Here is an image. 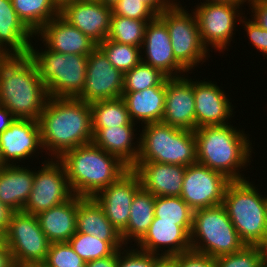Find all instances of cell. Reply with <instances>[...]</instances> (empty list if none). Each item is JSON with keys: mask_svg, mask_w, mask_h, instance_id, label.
<instances>
[{"mask_svg": "<svg viewBox=\"0 0 267 267\" xmlns=\"http://www.w3.org/2000/svg\"><path fill=\"white\" fill-rule=\"evenodd\" d=\"M22 267H44L43 265H27V266H22Z\"/></svg>", "mask_w": 267, "mask_h": 267, "instance_id": "cell-55", "label": "cell"}, {"mask_svg": "<svg viewBox=\"0 0 267 267\" xmlns=\"http://www.w3.org/2000/svg\"><path fill=\"white\" fill-rule=\"evenodd\" d=\"M148 22L150 21L130 19L112 14L107 38L119 43L142 47Z\"/></svg>", "mask_w": 267, "mask_h": 267, "instance_id": "cell-34", "label": "cell"}, {"mask_svg": "<svg viewBox=\"0 0 267 267\" xmlns=\"http://www.w3.org/2000/svg\"><path fill=\"white\" fill-rule=\"evenodd\" d=\"M154 217L177 222L190 235L193 210L180 196H155Z\"/></svg>", "mask_w": 267, "mask_h": 267, "instance_id": "cell-33", "label": "cell"}, {"mask_svg": "<svg viewBox=\"0 0 267 267\" xmlns=\"http://www.w3.org/2000/svg\"><path fill=\"white\" fill-rule=\"evenodd\" d=\"M97 46L104 52L112 66L123 73L142 61L141 47L119 43L108 38Z\"/></svg>", "mask_w": 267, "mask_h": 267, "instance_id": "cell-35", "label": "cell"}, {"mask_svg": "<svg viewBox=\"0 0 267 267\" xmlns=\"http://www.w3.org/2000/svg\"><path fill=\"white\" fill-rule=\"evenodd\" d=\"M112 8V14L130 19L152 21L157 15L139 0H120Z\"/></svg>", "mask_w": 267, "mask_h": 267, "instance_id": "cell-40", "label": "cell"}, {"mask_svg": "<svg viewBox=\"0 0 267 267\" xmlns=\"http://www.w3.org/2000/svg\"><path fill=\"white\" fill-rule=\"evenodd\" d=\"M119 1L120 0H101V3H103L106 6L113 7Z\"/></svg>", "mask_w": 267, "mask_h": 267, "instance_id": "cell-53", "label": "cell"}, {"mask_svg": "<svg viewBox=\"0 0 267 267\" xmlns=\"http://www.w3.org/2000/svg\"><path fill=\"white\" fill-rule=\"evenodd\" d=\"M155 196L142 187L135 193L126 228L120 233L125 246L136 244L144 237L154 218Z\"/></svg>", "mask_w": 267, "mask_h": 267, "instance_id": "cell-30", "label": "cell"}, {"mask_svg": "<svg viewBox=\"0 0 267 267\" xmlns=\"http://www.w3.org/2000/svg\"><path fill=\"white\" fill-rule=\"evenodd\" d=\"M58 160L64 165L73 195L79 197H94L130 169L93 142L67 150Z\"/></svg>", "mask_w": 267, "mask_h": 267, "instance_id": "cell-4", "label": "cell"}, {"mask_svg": "<svg viewBox=\"0 0 267 267\" xmlns=\"http://www.w3.org/2000/svg\"><path fill=\"white\" fill-rule=\"evenodd\" d=\"M203 2H200L199 4H205V3H230V4H242L245 5L250 0H202ZM246 2V3H245Z\"/></svg>", "mask_w": 267, "mask_h": 267, "instance_id": "cell-51", "label": "cell"}, {"mask_svg": "<svg viewBox=\"0 0 267 267\" xmlns=\"http://www.w3.org/2000/svg\"><path fill=\"white\" fill-rule=\"evenodd\" d=\"M5 166V164L2 162L1 157H0V170Z\"/></svg>", "mask_w": 267, "mask_h": 267, "instance_id": "cell-57", "label": "cell"}, {"mask_svg": "<svg viewBox=\"0 0 267 267\" xmlns=\"http://www.w3.org/2000/svg\"><path fill=\"white\" fill-rule=\"evenodd\" d=\"M247 5L251 11L250 19L267 30V1L250 0Z\"/></svg>", "mask_w": 267, "mask_h": 267, "instance_id": "cell-44", "label": "cell"}, {"mask_svg": "<svg viewBox=\"0 0 267 267\" xmlns=\"http://www.w3.org/2000/svg\"><path fill=\"white\" fill-rule=\"evenodd\" d=\"M12 4L18 17L34 34L60 14L55 0H12Z\"/></svg>", "mask_w": 267, "mask_h": 267, "instance_id": "cell-31", "label": "cell"}, {"mask_svg": "<svg viewBox=\"0 0 267 267\" xmlns=\"http://www.w3.org/2000/svg\"><path fill=\"white\" fill-rule=\"evenodd\" d=\"M34 39L28 56L33 60L49 97L76 98L84 88L88 56L62 54L46 47L39 50Z\"/></svg>", "mask_w": 267, "mask_h": 267, "instance_id": "cell-7", "label": "cell"}, {"mask_svg": "<svg viewBox=\"0 0 267 267\" xmlns=\"http://www.w3.org/2000/svg\"><path fill=\"white\" fill-rule=\"evenodd\" d=\"M141 187L154 196H180L186 167L159 162H136L131 168Z\"/></svg>", "mask_w": 267, "mask_h": 267, "instance_id": "cell-23", "label": "cell"}, {"mask_svg": "<svg viewBox=\"0 0 267 267\" xmlns=\"http://www.w3.org/2000/svg\"><path fill=\"white\" fill-rule=\"evenodd\" d=\"M79 1L101 2V0H79Z\"/></svg>", "mask_w": 267, "mask_h": 267, "instance_id": "cell-56", "label": "cell"}, {"mask_svg": "<svg viewBox=\"0 0 267 267\" xmlns=\"http://www.w3.org/2000/svg\"><path fill=\"white\" fill-rule=\"evenodd\" d=\"M241 23L244 26L243 30L246 31V36L250 44H252V47L256 48L255 50L259 51L260 55H263L267 59V30L257 25L250 18L247 19L245 15L241 19L240 25Z\"/></svg>", "mask_w": 267, "mask_h": 267, "instance_id": "cell-42", "label": "cell"}, {"mask_svg": "<svg viewBox=\"0 0 267 267\" xmlns=\"http://www.w3.org/2000/svg\"><path fill=\"white\" fill-rule=\"evenodd\" d=\"M159 257L160 256L141 251L135 248V246H124L122 249L118 250L117 267H153L154 262Z\"/></svg>", "mask_w": 267, "mask_h": 267, "instance_id": "cell-41", "label": "cell"}, {"mask_svg": "<svg viewBox=\"0 0 267 267\" xmlns=\"http://www.w3.org/2000/svg\"><path fill=\"white\" fill-rule=\"evenodd\" d=\"M42 152L44 150L37 120L15 119L0 134V157L5 165L24 164L31 157L35 159L40 153L43 155Z\"/></svg>", "mask_w": 267, "mask_h": 267, "instance_id": "cell-15", "label": "cell"}, {"mask_svg": "<svg viewBox=\"0 0 267 267\" xmlns=\"http://www.w3.org/2000/svg\"><path fill=\"white\" fill-rule=\"evenodd\" d=\"M92 128H107L136 125L132 122L125 101L122 98L99 100L90 103Z\"/></svg>", "mask_w": 267, "mask_h": 267, "instance_id": "cell-32", "label": "cell"}, {"mask_svg": "<svg viewBox=\"0 0 267 267\" xmlns=\"http://www.w3.org/2000/svg\"><path fill=\"white\" fill-rule=\"evenodd\" d=\"M194 134L197 163L221 172L232 181L249 178L242 171L251 165L252 153L255 152L245 129H237L230 123L200 127L194 130Z\"/></svg>", "mask_w": 267, "mask_h": 267, "instance_id": "cell-2", "label": "cell"}, {"mask_svg": "<svg viewBox=\"0 0 267 267\" xmlns=\"http://www.w3.org/2000/svg\"><path fill=\"white\" fill-rule=\"evenodd\" d=\"M49 95L28 55L0 59V105L16 119L39 120Z\"/></svg>", "mask_w": 267, "mask_h": 267, "instance_id": "cell-3", "label": "cell"}, {"mask_svg": "<svg viewBox=\"0 0 267 267\" xmlns=\"http://www.w3.org/2000/svg\"><path fill=\"white\" fill-rule=\"evenodd\" d=\"M142 3L146 4L157 16L175 6L179 0H139Z\"/></svg>", "mask_w": 267, "mask_h": 267, "instance_id": "cell-45", "label": "cell"}, {"mask_svg": "<svg viewBox=\"0 0 267 267\" xmlns=\"http://www.w3.org/2000/svg\"><path fill=\"white\" fill-rule=\"evenodd\" d=\"M124 73L108 61L97 46L87 58L86 78L82 92L76 97L86 103L122 98Z\"/></svg>", "mask_w": 267, "mask_h": 267, "instance_id": "cell-14", "label": "cell"}, {"mask_svg": "<svg viewBox=\"0 0 267 267\" xmlns=\"http://www.w3.org/2000/svg\"><path fill=\"white\" fill-rule=\"evenodd\" d=\"M38 123L48 158L93 141L90 103L77 98L49 97Z\"/></svg>", "mask_w": 267, "mask_h": 267, "instance_id": "cell-1", "label": "cell"}, {"mask_svg": "<svg viewBox=\"0 0 267 267\" xmlns=\"http://www.w3.org/2000/svg\"><path fill=\"white\" fill-rule=\"evenodd\" d=\"M249 180L231 181L223 205L245 245H261L267 240L266 194Z\"/></svg>", "mask_w": 267, "mask_h": 267, "instance_id": "cell-5", "label": "cell"}, {"mask_svg": "<svg viewBox=\"0 0 267 267\" xmlns=\"http://www.w3.org/2000/svg\"><path fill=\"white\" fill-rule=\"evenodd\" d=\"M231 181L221 172L195 163L185 169L180 197L193 211L220 205Z\"/></svg>", "mask_w": 267, "mask_h": 267, "instance_id": "cell-13", "label": "cell"}, {"mask_svg": "<svg viewBox=\"0 0 267 267\" xmlns=\"http://www.w3.org/2000/svg\"><path fill=\"white\" fill-rule=\"evenodd\" d=\"M262 254V264L267 267V240L259 245Z\"/></svg>", "mask_w": 267, "mask_h": 267, "instance_id": "cell-52", "label": "cell"}, {"mask_svg": "<svg viewBox=\"0 0 267 267\" xmlns=\"http://www.w3.org/2000/svg\"><path fill=\"white\" fill-rule=\"evenodd\" d=\"M59 6H61L63 3L70 1V0H55Z\"/></svg>", "mask_w": 267, "mask_h": 267, "instance_id": "cell-54", "label": "cell"}, {"mask_svg": "<svg viewBox=\"0 0 267 267\" xmlns=\"http://www.w3.org/2000/svg\"><path fill=\"white\" fill-rule=\"evenodd\" d=\"M140 188V179L130 168L116 182L111 183L93 197L120 233L128 224L131 203Z\"/></svg>", "mask_w": 267, "mask_h": 267, "instance_id": "cell-18", "label": "cell"}, {"mask_svg": "<svg viewBox=\"0 0 267 267\" xmlns=\"http://www.w3.org/2000/svg\"><path fill=\"white\" fill-rule=\"evenodd\" d=\"M46 159L41 169L34 168L33 188L22 210L31 215L62 204L73 196L64 165L58 159Z\"/></svg>", "mask_w": 267, "mask_h": 267, "instance_id": "cell-12", "label": "cell"}, {"mask_svg": "<svg viewBox=\"0 0 267 267\" xmlns=\"http://www.w3.org/2000/svg\"><path fill=\"white\" fill-rule=\"evenodd\" d=\"M136 162H159L185 167L197 163L194 131L162 122L143 124Z\"/></svg>", "mask_w": 267, "mask_h": 267, "instance_id": "cell-6", "label": "cell"}, {"mask_svg": "<svg viewBox=\"0 0 267 267\" xmlns=\"http://www.w3.org/2000/svg\"><path fill=\"white\" fill-rule=\"evenodd\" d=\"M266 216H267V195H266Z\"/></svg>", "mask_w": 267, "mask_h": 267, "instance_id": "cell-58", "label": "cell"}, {"mask_svg": "<svg viewBox=\"0 0 267 267\" xmlns=\"http://www.w3.org/2000/svg\"><path fill=\"white\" fill-rule=\"evenodd\" d=\"M68 243L85 262L110 256L116 251L107 241L80 232H76Z\"/></svg>", "mask_w": 267, "mask_h": 267, "instance_id": "cell-37", "label": "cell"}, {"mask_svg": "<svg viewBox=\"0 0 267 267\" xmlns=\"http://www.w3.org/2000/svg\"><path fill=\"white\" fill-rule=\"evenodd\" d=\"M187 75V76H186ZM189 74L168 77L162 123L194 131L196 129L194 81Z\"/></svg>", "mask_w": 267, "mask_h": 267, "instance_id": "cell-16", "label": "cell"}, {"mask_svg": "<svg viewBox=\"0 0 267 267\" xmlns=\"http://www.w3.org/2000/svg\"><path fill=\"white\" fill-rule=\"evenodd\" d=\"M261 264L259 245H245L239 251L214 258L215 267H259Z\"/></svg>", "mask_w": 267, "mask_h": 267, "instance_id": "cell-38", "label": "cell"}, {"mask_svg": "<svg viewBox=\"0 0 267 267\" xmlns=\"http://www.w3.org/2000/svg\"><path fill=\"white\" fill-rule=\"evenodd\" d=\"M34 169L27 165H5L0 170V202L22 211L33 188Z\"/></svg>", "mask_w": 267, "mask_h": 267, "instance_id": "cell-27", "label": "cell"}, {"mask_svg": "<svg viewBox=\"0 0 267 267\" xmlns=\"http://www.w3.org/2000/svg\"><path fill=\"white\" fill-rule=\"evenodd\" d=\"M177 267H215L214 258L195 251L176 255Z\"/></svg>", "mask_w": 267, "mask_h": 267, "instance_id": "cell-43", "label": "cell"}, {"mask_svg": "<svg viewBox=\"0 0 267 267\" xmlns=\"http://www.w3.org/2000/svg\"><path fill=\"white\" fill-rule=\"evenodd\" d=\"M14 212L15 211L10 207L0 202V240H2V235L8 228L9 222Z\"/></svg>", "mask_w": 267, "mask_h": 267, "instance_id": "cell-47", "label": "cell"}, {"mask_svg": "<svg viewBox=\"0 0 267 267\" xmlns=\"http://www.w3.org/2000/svg\"><path fill=\"white\" fill-rule=\"evenodd\" d=\"M153 267H177L176 256H160L154 262Z\"/></svg>", "mask_w": 267, "mask_h": 267, "instance_id": "cell-50", "label": "cell"}, {"mask_svg": "<svg viewBox=\"0 0 267 267\" xmlns=\"http://www.w3.org/2000/svg\"><path fill=\"white\" fill-rule=\"evenodd\" d=\"M76 232L91 234L107 241L115 250L125 245L120 232L106 217L102 207L93 197L77 196Z\"/></svg>", "mask_w": 267, "mask_h": 267, "instance_id": "cell-24", "label": "cell"}, {"mask_svg": "<svg viewBox=\"0 0 267 267\" xmlns=\"http://www.w3.org/2000/svg\"><path fill=\"white\" fill-rule=\"evenodd\" d=\"M15 119L14 115L5 106L0 105V134L9 128Z\"/></svg>", "mask_w": 267, "mask_h": 267, "instance_id": "cell-49", "label": "cell"}, {"mask_svg": "<svg viewBox=\"0 0 267 267\" xmlns=\"http://www.w3.org/2000/svg\"><path fill=\"white\" fill-rule=\"evenodd\" d=\"M118 250L112 255L86 262V267H117Z\"/></svg>", "mask_w": 267, "mask_h": 267, "instance_id": "cell-46", "label": "cell"}, {"mask_svg": "<svg viewBox=\"0 0 267 267\" xmlns=\"http://www.w3.org/2000/svg\"><path fill=\"white\" fill-rule=\"evenodd\" d=\"M135 127V125H123L107 128H92V142L109 154L117 156L129 168H132L139 154L140 138L137 137L138 134L135 132H140V129L138 131V128Z\"/></svg>", "mask_w": 267, "mask_h": 267, "instance_id": "cell-25", "label": "cell"}, {"mask_svg": "<svg viewBox=\"0 0 267 267\" xmlns=\"http://www.w3.org/2000/svg\"><path fill=\"white\" fill-rule=\"evenodd\" d=\"M192 9L196 15L201 40L208 51L223 53L231 46L236 26L244 17L242 4L205 3ZM238 22V23H237ZM235 34V35H234ZM211 47V48H210ZM211 49V50H210Z\"/></svg>", "mask_w": 267, "mask_h": 267, "instance_id": "cell-11", "label": "cell"}, {"mask_svg": "<svg viewBox=\"0 0 267 267\" xmlns=\"http://www.w3.org/2000/svg\"><path fill=\"white\" fill-rule=\"evenodd\" d=\"M168 76L160 69L141 61L124 73L123 92H140L147 88L166 84Z\"/></svg>", "mask_w": 267, "mask_h": 267, "instance_id": "cell-36", "label": "cell"}, {"mask_svg": "<svg viewBox=\"0 0 267 267\" xmlns=\"http://www.w3.org/2000/svg\"><path fill=\"white\" fill-rule=\"evenodd\" d=\"M194 99L196 129L204 126L230 124L235 115V106L230 102L229 94L216 81L194 79ZM228 94V95H227ZM234 107V108H233ZM234 112V113H233Z\"/></svg>", "mask_w": 267, "mask_h": 267, "instance_id": "cell-17", "label": "cell"}, {"mask_svg": "<svg viewBox=\"0 0 267 267\" xmlns=\"http://www.w3.org/2000/svg\"><path fill=\"white\" fill-rule=\"evenodd\" d=\"M77 195L36 215L41 230L51 243L68 242L76 233Z\"/></svg>", "mask_w": 267, "mask_h": 267, "instance_id": "cell-28", "label": "cell"}, {"mask_svg": "<svg viewBox=\"0 0 267 267\" xmlns=\"http://www.w3.org/2000/svg\"><path fill=\"white\" fill-rule=\"evenodd\" d=\"M165 84H159L140 92H123L129 116L136 124L161 122L164 115Z\"/></svg>", "mask_w": 267, "mask_h": 267, "instance_id": "cell-29", "label": "cell"}, {"mask_svg": "<svg viewBox=\"0 0 267 267\" xmlns=\"http://www.w3.org/2000/svg\"><path fill=\"white\" fill-rule=\"evenodd\" d=\"M134 246L144 252L169 257L191 250L190 235L177 222L159 221L157 217Z\"/></svg>", "mask_w": 267, "mask_h": 267, "instance_id": "cell-22", "label": "cell"}, {"mask_svg": "<svg viewBox=\"0 0 267 267\" xmlns=\"http://www.w3.org/2000/svg\"><path fill=\"white\" fill-rule=\"evenodd\" d=\"M2 241L10 248L17 267L42 265L51 244L36 215L23 211L13 213Z\"/></svg>", "mask_w": 267, "mask_h": 267, "instance_id": "cell-10", "label": "cell"}, {"mask_svg": "<svg viewBox=\"0 0 267 267\" xmlns=\"http://www.w3.org/2000/svg\"><path fill=\"white\" fill-rule=\"evenodd\" d=\"M38 41L51 51L89 56L97 47L87 35L66 21L60 14L47 22L36 34ZM40 37V38H39Z\"/></svg>", "mask_w": 267, "mask_h": 267, "instance_id": "cell-21", "label": "cell"}, {"mask_svg": "<svg viewBox=\"0 0 267 267\" xmlns=\"http://www.w3.org/2000/svg\"><path fill=\"white\" fill-rule=\"evenodd\" d=\"M0 267H17L10 248L0 240Z\"/></svg>", "mask_w": 267, "mask_h": 267, "instance_id": "cell-48", "label": "cell"}, {"mask_svg": "<svg viewBox=\"0 0 267 267\" xmlns=\"http://www.w3.org/2000/svg\"><path fill=\"white\" fill-rule=\"evenodd\" d=\"M60 15L97 45L107 39L111 7L101 2L70 0L60 6Z\"/></svg>", "mask_w": 267, "mask_h": 267, "instance_id": "cell-20", "label": "cell"}, {"mask_svg": "<svg viewBox=\"0 0 267 267\" xmlns=\"http://www.w3.org/2000/svg\"><path fill=\"white\" fill-rule=\"evenodd\" d=\"M141 53L144 63L160 69L168 77L189 73L175 59L167 26L158 16L146 25Z\"/></svg>", "mask_w": 267, "mask_h": 267, "instance_id": "cell-19", "label": "cell"}, {"mask_svg": "<svg viewBox=\"0 0 267 267\" xmlns=\"http://www.w3.org/2000/svg\"><path fill=\"white\" fill-rule=\"evenodd\" d=\"M191 250L212 258L241 250L240 239L223 204L193 211Z\"/></svg>", "mask_w": 267, "mask_h": 267, "instance_id": "cell-8", "label": "cell"}, {"mask_svg": "<svg viewBox=\"0 0 267 267\" xmlns=\"http://www.w3.org/2000/svg\"><path fill=\"white\" fill-rule=\"evenodd\" d=\"M44 267H86V262L73 250L68 242L51 243Z\"/></svg>", "mask_w": 267, "mask_h": 267, "instance_id": "cell-39", "label": "cell"}, {"mask_svg": "<svg viewBox=\"0 0 267 267\" xmlns=\"http://www.w3.org/2000/svg\"><path fill=\"white\" fill-rule=\"evenodd\" d=\"M35 34L22 22L12 0H0V52L3 56L28 55Z\"/></svg>", "mask_w": 267, "mask_h": 267, "instance_id": "cell-26", "label": "cell"}, {"mask_svg": "<svg viewBox=\"0 0 267 267\" xmlns=\"http://www.w3.org/2000/svg\"><path fill=\"white\" fill-rule=\"evenodd\" d=\"M185 7L179 1L158 17L167 26L175 59L192 74V69L210 58V52L201 40L194 11L189 13Z\"/></svg>", "mask_w": 267, "mask_h": 267, "instance_id": "cell-9", "label": "cell"}]
</instances>
